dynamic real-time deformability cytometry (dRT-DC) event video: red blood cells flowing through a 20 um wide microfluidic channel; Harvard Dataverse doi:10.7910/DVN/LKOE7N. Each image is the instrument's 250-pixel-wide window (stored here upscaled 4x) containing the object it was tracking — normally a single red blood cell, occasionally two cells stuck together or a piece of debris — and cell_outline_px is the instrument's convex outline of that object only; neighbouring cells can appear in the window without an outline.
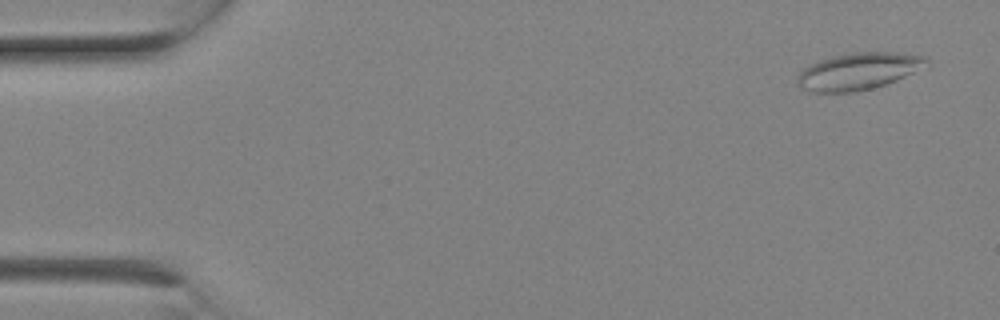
{"species": "Egyptian fruit bat (a non-hibernating species)", "species_latin": "Rousettus aegyptiacus", "temperature_condition": "room temperature", "stored_images_in_passage": 2, "camera_frame_rate_fps": 3000, "um_per_image_px": 0.085, "animal": {"sex": "female"}, "frame": {"image": 1, "passage_image": 1, "time_ms": 0.0, "image_size_px": [1000, 320], "cell_outline_px": [[932, 64], [928, 68], [896, 80], [872, 88], [856, 92], [812, 92], [800, 88], [796, 84], [796, 76], [808, 64], [832, 56], [852, 52], [900, 52], [928, 56]], "centroid_in_image_um": [73.04, 6.04], "position_along_channel_um": 12.0, "area_um2": 28.55}}